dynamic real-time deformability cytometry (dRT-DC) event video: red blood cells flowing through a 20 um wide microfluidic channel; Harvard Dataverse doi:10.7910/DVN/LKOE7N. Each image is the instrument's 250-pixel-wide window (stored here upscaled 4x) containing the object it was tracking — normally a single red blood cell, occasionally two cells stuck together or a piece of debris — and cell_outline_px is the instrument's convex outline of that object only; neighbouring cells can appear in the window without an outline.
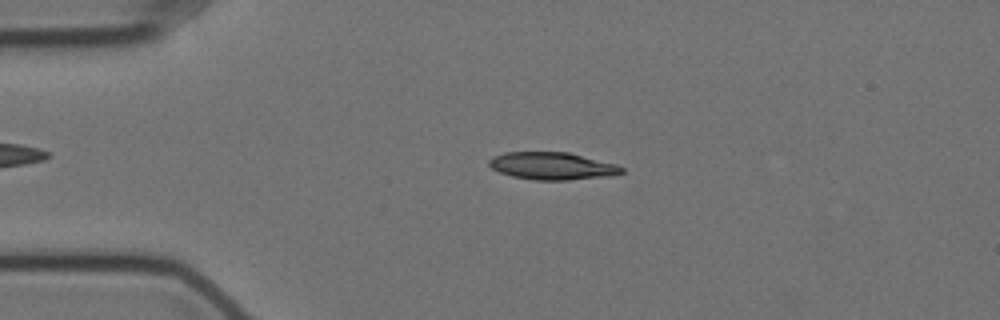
{"species": "Egyptian fruit bat (a non-hibernating species)", "species_latin": "Rousettus aegyptiacus", "temperature_condition": "cold", "stored_images_in_passage": 57, "camera_frame_rate_fps": 3000, "um_per_image_px": 0.085, "animal": {"sex": "female"}, "frame": {"image": 1, "passage_image": 12, "time_ms": 3.667, "image_size_px": [1000, 320], "cell_outline_px": [[624, 172], [556, 180], [548, 180], [516, 176], [504, 172], [496, 168], [492, 164], [492, 160], [496, 156], [512, 152], [564, 152], [624, 168]], "centroid_in_image_um": [46.89, 14.08], "position_along_channel_um": 38.1, "area_um2": 18.9}}
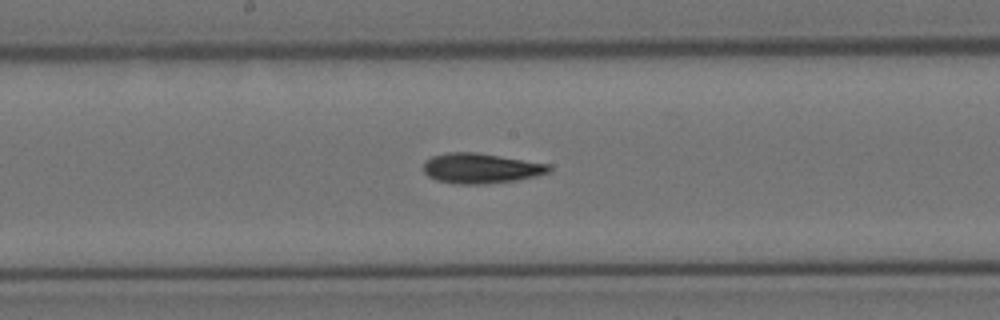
{"frame": {"image": 2, "passage_image": 29, "time_ms": 9.333, "image_size_px": [1000, 320], "cell_outline_px": [[548, 168], [544, 172], [504, 180], [444, 180], [432, 176], [424, 168], [424, 164], [428, 160], [436, 156], [492, 156], [544, 164]], "centroid_in_image_um": [40.84, 14.28], "position_along_channel_um": 207.4, "area_um2": 17.34}}
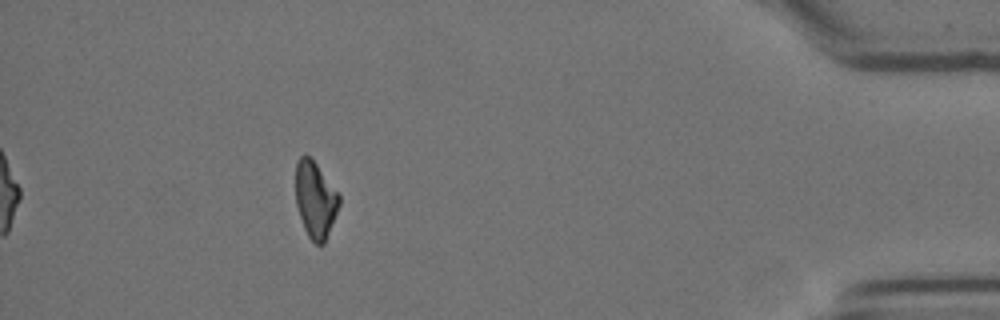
{"frame": {"image": 3, "passage_image": 51, "time_ms": 16.667, "image_size_px": [1000, 320], "cell_outline_px": [[340, 200], [324, 240], [320, 244], [316, 244], [312, 240], [304, 224], [296, 200], [296, 164], [300, 156], [308, 156], [312, 160], [340, 196]], "centroid_in_image_um": [26.78, 16.91], "position_along_channel_um": 408.4, "area_um2": 17.92}, "authors_computed_cell_mechanics": {"area_um2": 18.2648, "velocity_mm_per_s": 3.5073, "shape_relaxation_time_tau1_ms": null, "shape_relaxation_time_tau2_ms": 10.2566, "deformation_change_tau1": null, "deformation_change_tau2": 0.1891}}